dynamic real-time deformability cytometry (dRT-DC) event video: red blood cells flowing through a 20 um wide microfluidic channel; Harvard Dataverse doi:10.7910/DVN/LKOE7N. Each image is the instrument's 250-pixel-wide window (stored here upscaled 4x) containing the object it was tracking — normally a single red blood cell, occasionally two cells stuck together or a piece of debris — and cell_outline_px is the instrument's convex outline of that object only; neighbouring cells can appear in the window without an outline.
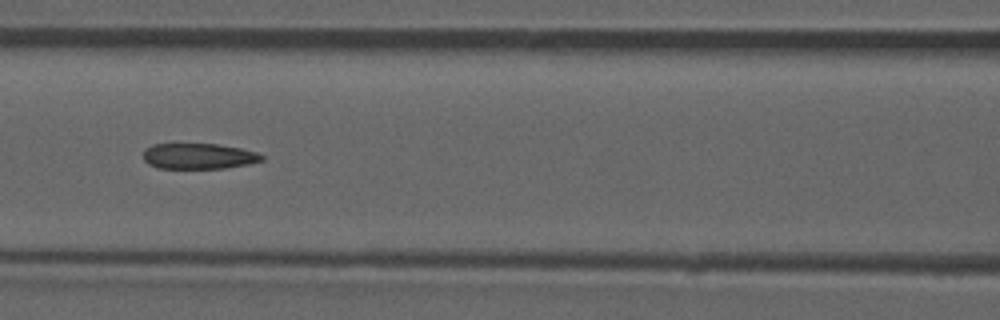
{"species": "common noctule bat (a hibernating species)", "species_latin": "Nyctalus noctula", "temperature_condition": "room temperature", "stored_images_in_passage": 51, "camera_frame_rate_fps": 3000, "um_per_image_px": 0.085, "animal": {"sex": "male", "forearm_length_mm": 52.5}, "frame": {"image": 1, "passage_image": 22, "time_ms": 7.0, "image_size_px": [1000, 320], "cell_outline_px": [[264, 160], [248, 164], [224, 168], [156, 168], [148, 164], [144, 160], [144, 148], [152, 144], [216, 144], [240, 148], [256, 152], [264, 156]], "centroid_in_image_um": [16.86, 13.27], "position_along_channel_um": 149.7, "area_um2": 17.74}, "authors_computed_cell_mechanics": {"area_um2": 19.2474, "velocity_mm_per_s": 3.9229, "shape_relaxation_time_tau1_ms": null, "shape_relaxation_time_tau2_ms": 2.5686, "deformation_change_tau1": null, "deformation_change_tau2": 0.1153}}